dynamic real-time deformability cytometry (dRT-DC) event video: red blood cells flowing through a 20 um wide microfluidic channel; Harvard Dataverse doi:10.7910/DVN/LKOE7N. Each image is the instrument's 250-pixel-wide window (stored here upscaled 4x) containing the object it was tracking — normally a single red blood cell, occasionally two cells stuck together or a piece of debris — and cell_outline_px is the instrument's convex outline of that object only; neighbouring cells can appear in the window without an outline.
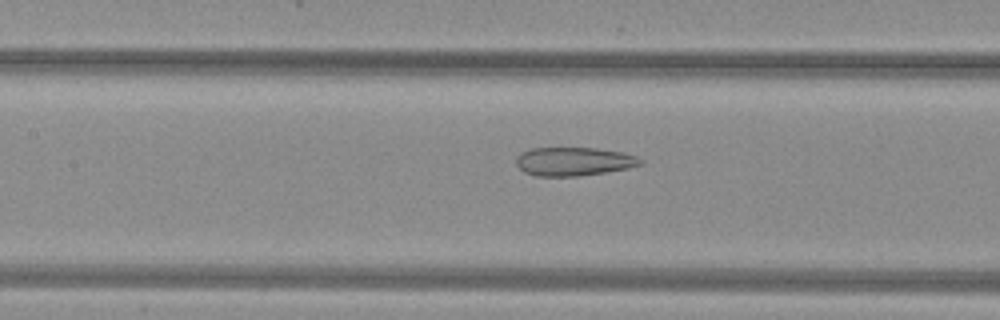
{"species": "common noctule bat (a hibernating species)", "species_latin": "Nyctalus noctula", "temperature_condition": "warm", "stored_images_in_passage": 32, "camera_frame_rate_fps": 3000, "um_per_image_px": 0.085, "animal": {"sex": "female", "body_mass_g": 29.2, "forearm_length_mm": 56.3}, "frame": {"image": 1, "passage_image": 15, "time_ms": 4.667, "image_size_px": [1000, 320], "cell_outline_px": [[644, 164], [628, 168], [604, 172], [576, 176], [536, 176], [524, 172], [516, 164], [516, 156], [520, 152], [532, 148], [596, 148], [624, 152], [636, 156], [644, 160]], "centroid_in_image_um": [48.78, 13.72], "position_along_channel_um": 158.6, "area_um2": 20.81}}
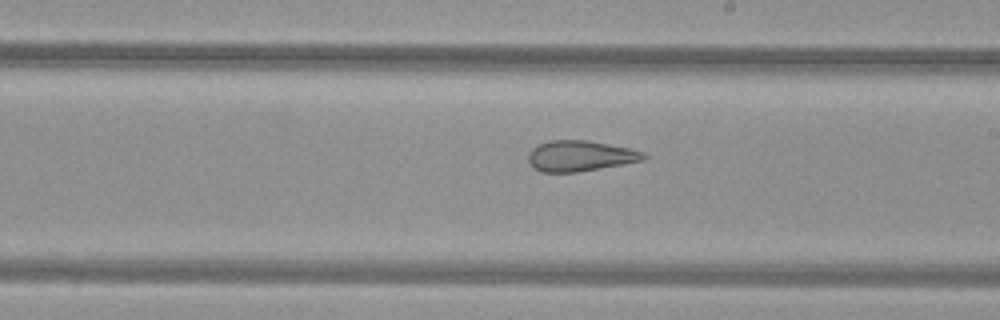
{"frame": {"image": 2, "passage_image": 21, "time_ms": 6.667, "image_size_px": [1000, 320], "cell_outline_px": [[648, 156], [644, 160], [624, 164], [576, 172], [540, 172], [532, 168], [528, 160], [528, 152], [532, 148], [548, 140], [588, 140], [632, 148], [644, 152]], "centroid_in_image_um": [49.31, 13.25], "position_along_channel_um": 239.7, "area_um2": 20.87}}
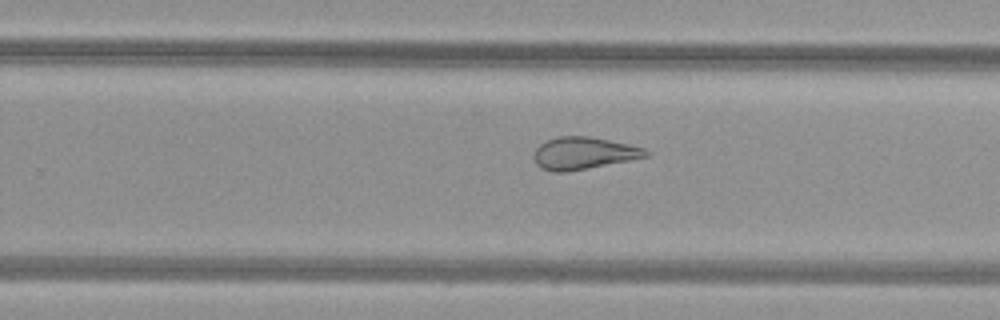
{"frame": {"image": 3, "passage_image": 24, "time_ms": 7.667, "image_size_px": [1000, 320], "cell_outline_px": [[652, 152], [648, 156], [568, 172], [552, 172], [540, 168], [536, 164], [532, 156], [536, 148], [540, 144], [556, 136], [588, 136], [628, 144], [644, 148]], "centroid_in_image_um": [49.56, 13.03], "position_along_channel_um": 280.2, "area_um2": 21.04}}